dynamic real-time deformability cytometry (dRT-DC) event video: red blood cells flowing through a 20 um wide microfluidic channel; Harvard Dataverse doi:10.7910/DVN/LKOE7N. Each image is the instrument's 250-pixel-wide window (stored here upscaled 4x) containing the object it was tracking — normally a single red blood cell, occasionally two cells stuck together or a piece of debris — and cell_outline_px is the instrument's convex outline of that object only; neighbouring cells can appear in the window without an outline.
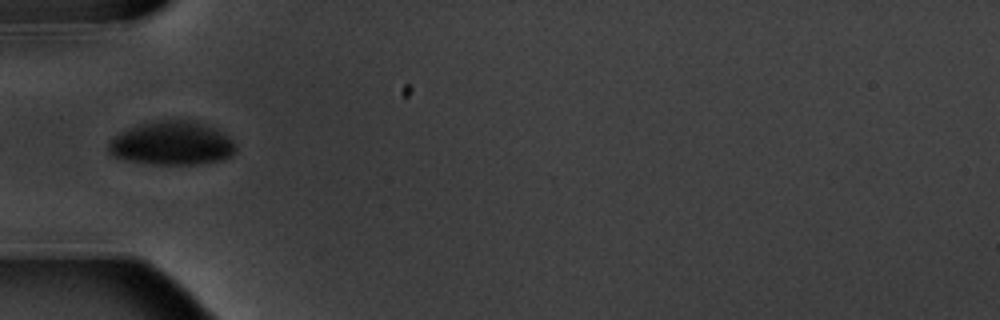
{"species": "common noctule bat (a hibernating species)", "species_latin": "Nyctalus noctula", "temperature_condition": "warm", "stored_images_in_passage": 6, "camera_frame_rate_fps": 3000, "um_per_image_px": 0.085, "animal": {"sex": "male", "body_mass_g": 20.1, "forearm_length_mm": 53.5}, "frame": {"image": 1, "passage_image": 6, "time_ms": 5.667, "image_size_px": [1000, 320], "cell_outline_px": [[236, 152], [232, 156], [224, 160], [196, 164], [152, 164], [128, 160], [116, 156], [108, 152], [108, 144], [120, 132], [128, 128], [140, 124], [156, 120], [196, 120], [228, 136], [236, 144]], "centroid_in_image_um": [14.65, 12.18], "position_along_channel_um": 70.4, "area_um2": 32.31}}